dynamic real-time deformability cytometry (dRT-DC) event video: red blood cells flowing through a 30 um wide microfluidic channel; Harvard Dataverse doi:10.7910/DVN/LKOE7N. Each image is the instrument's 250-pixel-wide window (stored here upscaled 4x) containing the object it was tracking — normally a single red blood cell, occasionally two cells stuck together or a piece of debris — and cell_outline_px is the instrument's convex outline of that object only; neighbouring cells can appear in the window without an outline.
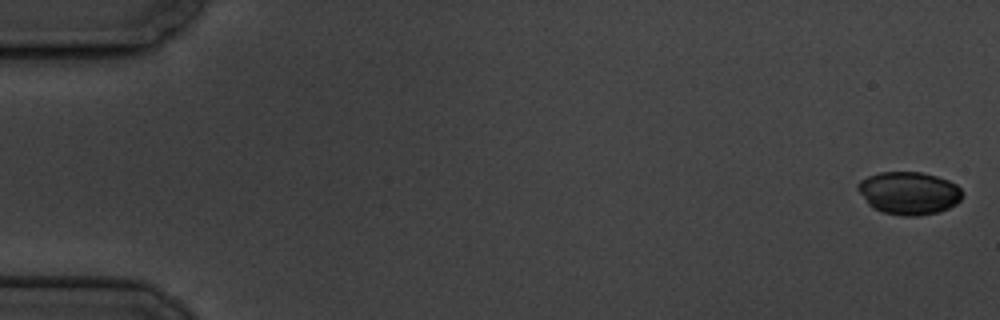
{"species": "common noctule bat (a hibernating species)", "species_latin": "Nyctalus noctula", "temperature_condition": "cold", "stored_images_in_passage": 5, "camera_frame_rate_fps": 3000, "um_per_image_px": 0.085, "animal": {"sex": "male", "body_mass_g": 19.5, "forearm_length_mm": 54.6}, "frame": {"image": 1, "passage_image": 1, "time_ms": 0.0, "image_size_px": [1000, 320], "cell_outline_px": [[964, 196], [956, 204], [940, 212], [916, 216], [904, 216], [884, 212], [872, 208], [868, 204], [856, 188], [856, 184], [860, 180], [868, 176], [880, 172], [920, 172], [936, 176], [948, 180], [956, 184], [964, 192]], "centroid_in_image_um": [77.26, 16.41], "position_along_channel_um": 7.7, "area_um2": 26.24}}
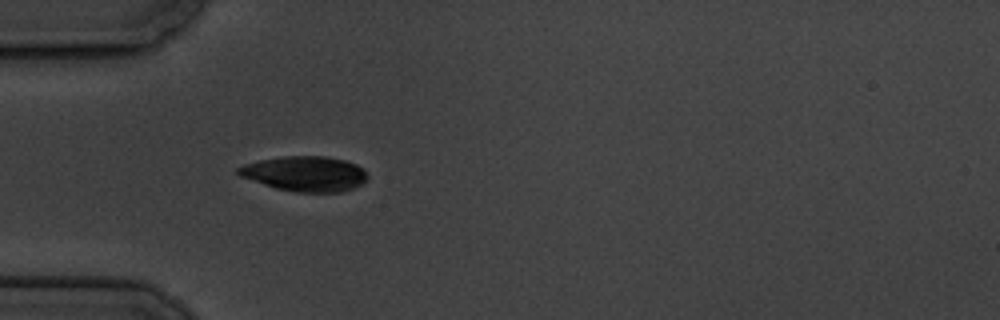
{"frame": {"image": 2, "passage_image": 5, "time_ms": 5.667, "image_size_px": [1000, 320], "cell_outline_px": [[368, 176], [360, 184], [352, 188], [340, 192], [296, 192], [276, 188], [240, 176], [236, 172], [236, 168], [244, 164], [260, 160], [284, 156], [324, 156], [344, 160], [356, 164], [364, 168]], "centroid_in_image_um": [25.92, 14.76], "position_along_channel_um": 59.1, "area_um2": 26.24}}